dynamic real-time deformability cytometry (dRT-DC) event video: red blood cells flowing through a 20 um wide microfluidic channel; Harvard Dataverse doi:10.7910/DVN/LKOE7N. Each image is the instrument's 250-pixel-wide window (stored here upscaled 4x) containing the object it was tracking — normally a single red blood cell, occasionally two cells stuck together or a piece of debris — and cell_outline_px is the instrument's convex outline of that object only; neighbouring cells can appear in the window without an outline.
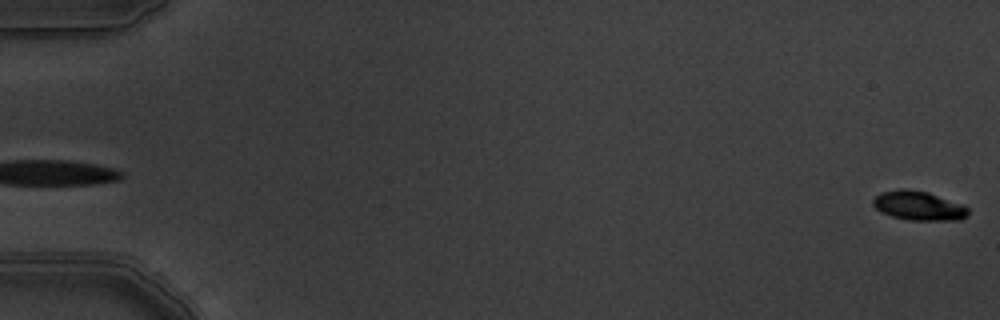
{"species": "common noctule bat (a hibernating species)", "species_latin": "Nyctalus noctula", "temperature_condition": "warm", "stored_images_in_passage": 6, "camera_frame_rate_fps": 3000, "um_per_image_px": 0.085, "animal": {"sex": "male", "body_mass_g": 19.5, "forearm_length_mm": 54.6}, "frame": {"image": 1, "passage_image": 1, "time_ms": 0.0, "image_size_px": [1000, 320], "cell_outline_px": [[968, 216], [960, 220], [908, 220], [892, 216], [880, 212], [872, 204], [872, 200], [880, 192], [900, 188], [904, 188], [928, 192], [964, 204], [968, 208]], "centroid_in_image_um": [78.09, 17.48], "position_along_channel_um": 6.9, "area_um2": 16.42}}
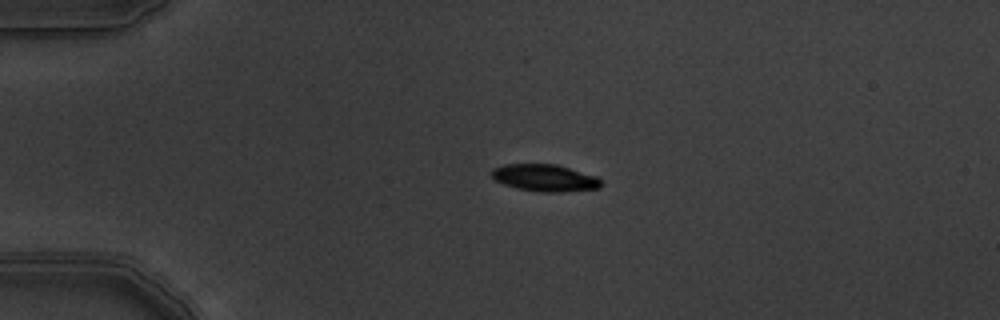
{"frame": {"image": 2, "passage_image": 5, "time_ms": 1.333, "image_size_px": [1000, 320], "cell_outline_px": [[604, 184], [600, 188], [564, 192], [540, 192], [516, 188], [492, 180], [492, 168], [504, 164], [556, 164], [596, 176]], "centroid_in_image_um": [46.3, 15.12], "position_along_channel_um": 38.7, "area_um2": 17.4}}